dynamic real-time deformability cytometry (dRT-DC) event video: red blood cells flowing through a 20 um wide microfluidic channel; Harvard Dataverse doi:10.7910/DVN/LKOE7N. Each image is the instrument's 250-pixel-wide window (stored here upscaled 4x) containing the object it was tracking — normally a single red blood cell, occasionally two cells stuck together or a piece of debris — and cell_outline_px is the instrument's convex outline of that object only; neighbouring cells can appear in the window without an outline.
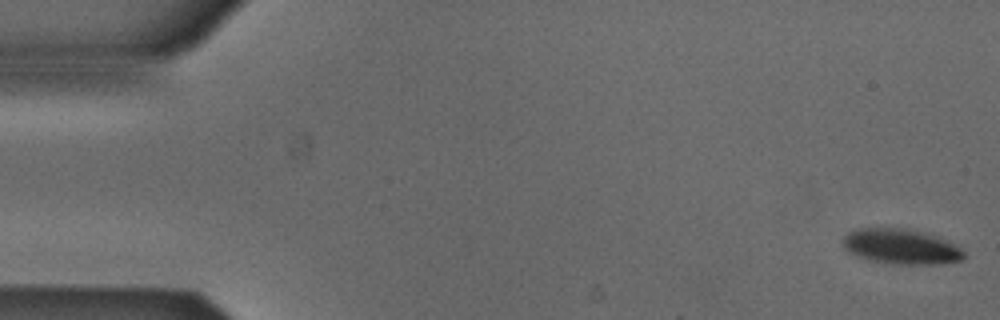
{"species": "Egyptian fruit bat (a non-hibernating species)", "species_latin": "Rousettus aegyptiacus", "temperature_condition": "cold", "stored_images_in_passage": 53, "camera_frame_rate_fps": 3000, "um_per_image_px": 0.085, "animal": {"sex": "male"}, "frame": {"image": 1, "passage_image": 1, "time_ms": 0.0, "image_size_px": [1000, 320], "cell_outline_px": [[964, 260], [940, 264], [892, 264], [872, 260], [860, 256], [844, 248], [844, 236], [848, 232], [860, 228], [908, 228], [944, 240], [960, 248], [964, 252]], "centroid_in_image_um": [76.6, 20.96], "position_along_channel_um": 8.4, "area_um2": 24.28}}
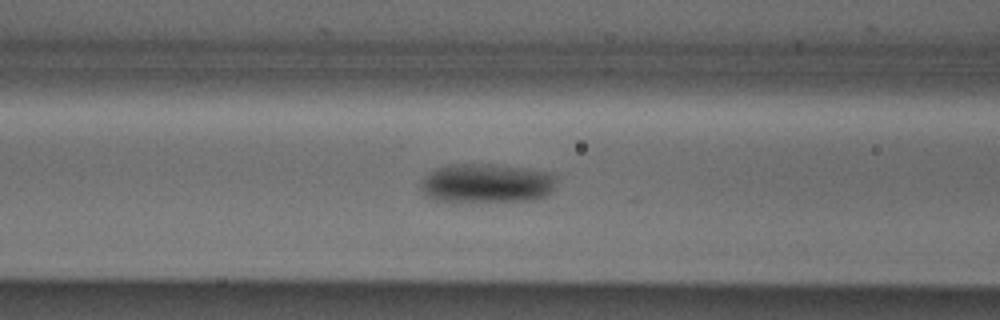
{"frame": {"image": 2, "passage_image": 21, "time_ms": 6.667, "image_size_px": [1000, 320], "cell_outline_px": [[556, 180], [552, 192], [548, 196], [536, 200], [452, 204], [436, 200], [424, 196], [420, 188], [420, 180], [428, 172], [436, 168], [452, 164], [488, 164], [524, 168], [548, 172], [556, 176]], "centroid_in_image_um": [41.3, 15.63], "position_along_channel_um": 125.3, "area_um2": 32.25}}
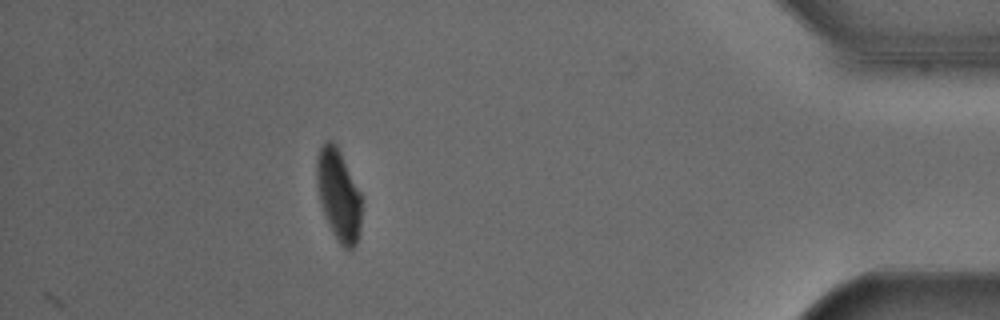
{"frame": {"image": 3, "passage_image": 47, "time_ms": 15.333, "image_size_px": [1000, 320], "cell_outline_px": [[360, 228], [356, 244], [352, 248], [344, 248], [340, 244], [332, 232], [324, 216], [320, 200], [316, 180], [316, 160], [320, 148], [324, 140], [332, 140], [336, 144], [360, 192]], "centroid_in_image_um": [28.75, 16.55], "position_along_channel_um": 406.5, "area_um2": 23.64}, "authors_computed_cell_mechanics": {"area_um2": 27.2816, "velocity_mm_per_s": 3.8631, "shape_relaxation_time_tau1_ms": 4.3206, "shape_relaxation_time_tau2_ms": null, "deformation_change_tau1": 0.113, "deformation_change_tau2": null}}